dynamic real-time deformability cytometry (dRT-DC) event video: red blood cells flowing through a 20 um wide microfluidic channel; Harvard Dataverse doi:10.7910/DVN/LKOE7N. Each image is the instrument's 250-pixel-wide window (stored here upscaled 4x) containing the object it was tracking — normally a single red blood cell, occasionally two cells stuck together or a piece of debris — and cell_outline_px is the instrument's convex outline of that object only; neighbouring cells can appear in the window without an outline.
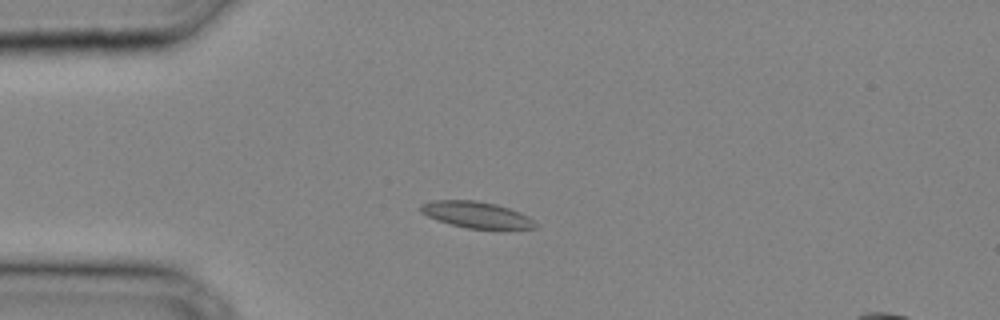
{"species": "common noctule bat (a hibernating species)", "species_latin": "Nyctalus noctula", "temperature_condition": "cold", "stored_images_in_passage": 33, "camera_frame_rate_fps": 3000, "um_per_image_px": 0.085, "animal": {"sex": "male", "body_mass_g": 20.4}, "frame": {"image": 1, "passage_image": 7, "time_ms": 2.0, "image_size_px": [1000, 320], "cell_outline_px": [[540, 224], [536, 228], [468, 228], [452, 224], [428, 216], [420, 212], [420, 204], [432, 200], [476, 200], [496, 204], [520, 212], [528, 216]], "centroid_in_image_um": [40.51, 18.23], "position_along_channel_um": 44.5, "area_um2": 17.4}}
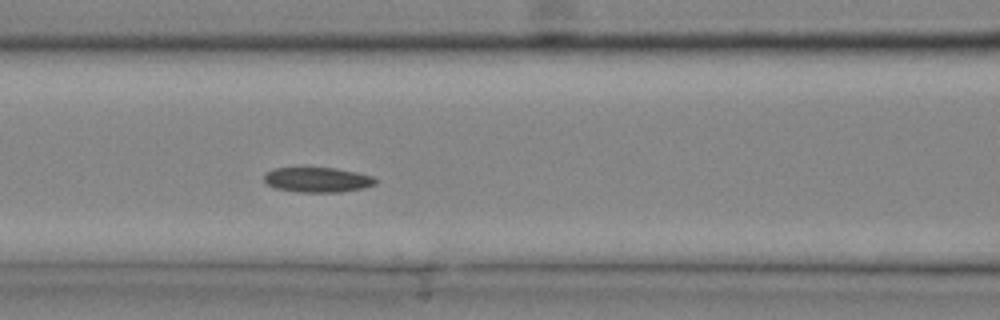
{"frame": {"image": 2, "passage_image": 13, "time_ms": 4.0, "image_size_px": [1000, 320], "cell_outline_px": [[376, 184], [364, 188], [340, 192], [300, 192], [276, 188], [268, 184], [264, 180], [264, 172], [272, 168], [336, 168], [356, 172], [372, 176], [376, 180]], "centroid_in_image_um": [26.97, 15.28], "position_along_channel_um": 139.6, "area_um2": 16.18}}
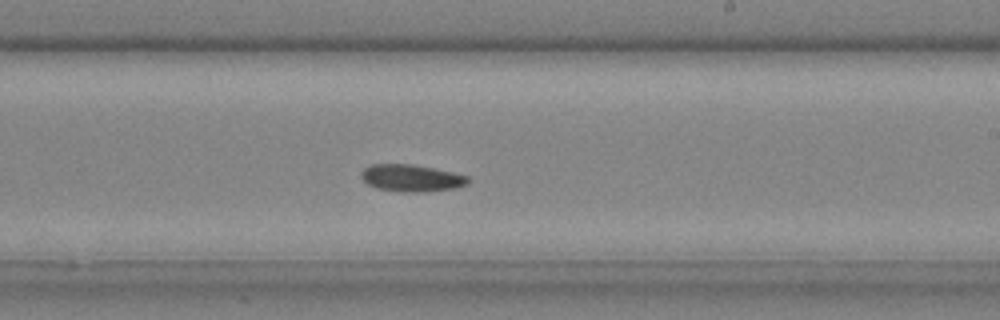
{"frame": {"image": 3, "passage_image": 19, "time_ms": 6.0, "image_size_px": [1000, 320], "cell_outline_px": [[468, 180], [464, 184], [452, 188], [424, 192], [404, 192], [376, 188], [368, 184], [360, 176], [360, 172], [368, 164], [412, 164], [452, 172], [468, 176]], "centroid_in_image_um": [34.89, 15.12], "position_along_channel_um": 254.1, "area_um2": 16.65}}